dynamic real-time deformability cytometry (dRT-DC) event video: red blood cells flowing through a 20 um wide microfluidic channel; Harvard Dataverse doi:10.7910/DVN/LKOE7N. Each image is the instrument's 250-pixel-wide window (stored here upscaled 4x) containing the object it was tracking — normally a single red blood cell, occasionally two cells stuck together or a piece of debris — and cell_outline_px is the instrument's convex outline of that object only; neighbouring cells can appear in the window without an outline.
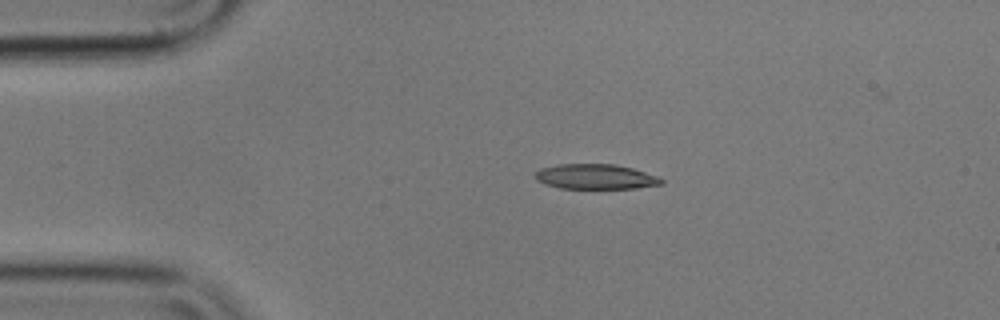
{"species": "common noctule bat (a hibernating species)", "species_latin": "Nyctalus noctula", "temperature_condition": "cold", "stored_images_in_passage": 45, "camera_frame_rate_fps": 3000, "um_per_image_px": 0.085, "animal": {"sex": "male", "body_mass_g": 17.9}, "frame": {"image": 1, "passage_image": 1, "time_ms": 0.0, "image_size_px": [1000, 320], "cell_outline_px": [[664, 184], [636, 188], [560, 188], [544, 184], [536, 180], [536, 172], [540, 168], [556, 164], [616, 164], [632, 168], [660, 176], [664, 180]], "centroid_in_image_um": [50.65, 15.01], "position_along_channel_um": 34.3, "area_um2": 18.55}}
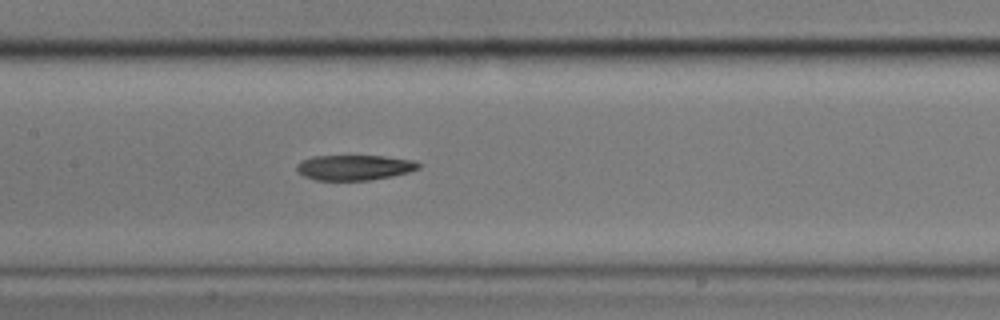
{"frame": {"image": 2, "passage_image": 16, "time_ms": 5.0, "image_size_px": [1000, 320], "cell_outline_px": [[420, 168], [408, 172], [392, 176], [368, 180], [316, 180], [304, 176], [296, 172], [296, 164], [312, 156], [384, 156], [412, 160], [420, 164]], "centroid_in_image_um": [30.09, 14.24], "position_along_channel_um": 177.3, "area_um2": 17.86}}
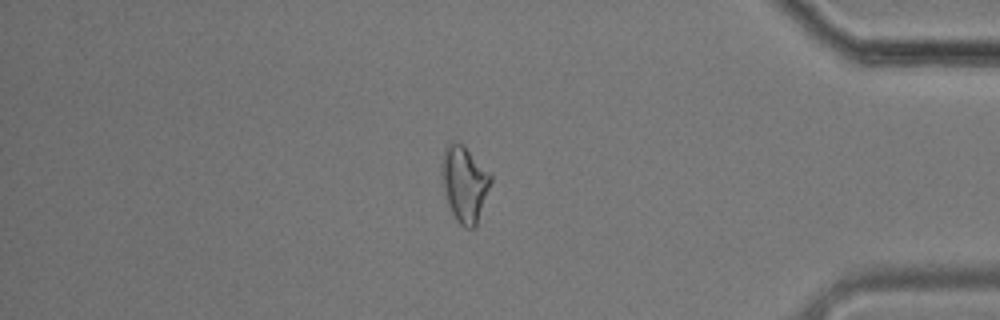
{"frame": {"image": 3, "passage_image": 37, "time_ms": 12.0, "image_size_px": [1000, 320], "cell_outline_px": [[492, 180], [476, 228], [464, 228], [456, 220], [448, 204], [444, 192], [440, 172], [440, 164], [444, 148], [452, 140], [456, 140], [464, 144], [492, 176]], "centroid_in_image_um": [39.46, 15.59], "position_along_channel_um": 395.7, "area_um2": 22.08}, "authors_computed_cell_mechanics": {"area_um2": 19.363, "velocity_mm_per_s": 3.5736, "shape_relaxation_time_tau1_ms": null, "shape_relaxation_time_tau2_ms": 5.629, "deformation_change_tau1": null, "deformation_change_tau2": 0.1412}}